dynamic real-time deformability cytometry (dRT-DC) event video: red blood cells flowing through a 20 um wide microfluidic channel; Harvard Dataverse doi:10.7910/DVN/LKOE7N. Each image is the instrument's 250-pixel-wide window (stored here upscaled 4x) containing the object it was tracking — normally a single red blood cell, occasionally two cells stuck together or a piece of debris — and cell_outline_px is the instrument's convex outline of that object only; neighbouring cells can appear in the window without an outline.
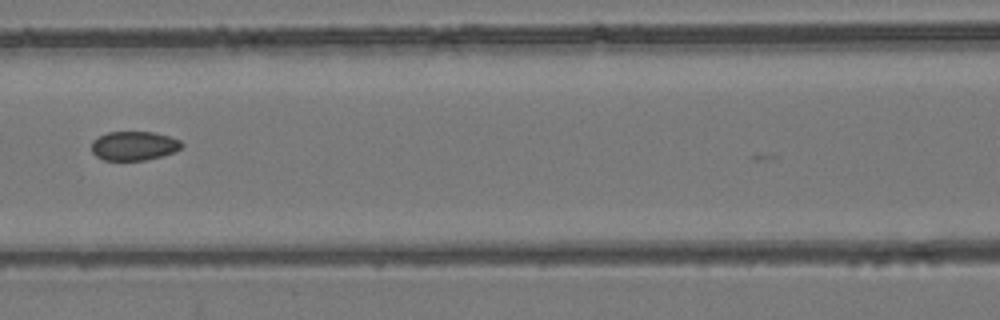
{"species": "common noctule bat (a hibernating species)", "species_latin": "Nyctalus noctula", "temperature_condition": "room temperature", "stored_images_in_passage": 8, "camera_frame_rate_fps": 3000, "um_per_image_px": 0.085, "animal": {"sex": "female", "body_mass_g": 24.6, "forearm_length_mm": 56.2}, "frame": {"image": 1, "passage_image": 7, "time_ms": 8.0, "image_size_px": [1000, 320], "cell_outline_px": [[184, 144], [180, 148], [164, 156], [144, 160], [104, 160], [96, 156], [92, 152], [92, 140], [108, 132], [152, 132], [168, 136], [180, 140]], "centroid_in_image_um": [11.38, 12.4], "position_along_channel_um": 155.2, "area_um2": 15.2}}
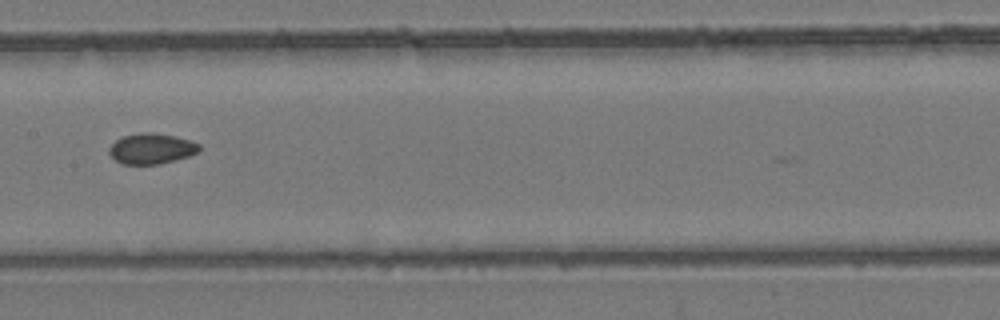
{"frame": {"image": 2, "passage_image": 8, "time_ms": 9.0, "image_size_px": [1000, 320], "cell_outline_px": [[200, 152], [176, 160], [160, 164], [120, 164], [108, 152], [108, 148], [120, 136], [144, 132], [152, 132], [176, 136], [200, 144]], "centroid_in_image_um": [12.87, 12.63], "position_along_channel_um": 194.5, "area_um2": 16.18}}